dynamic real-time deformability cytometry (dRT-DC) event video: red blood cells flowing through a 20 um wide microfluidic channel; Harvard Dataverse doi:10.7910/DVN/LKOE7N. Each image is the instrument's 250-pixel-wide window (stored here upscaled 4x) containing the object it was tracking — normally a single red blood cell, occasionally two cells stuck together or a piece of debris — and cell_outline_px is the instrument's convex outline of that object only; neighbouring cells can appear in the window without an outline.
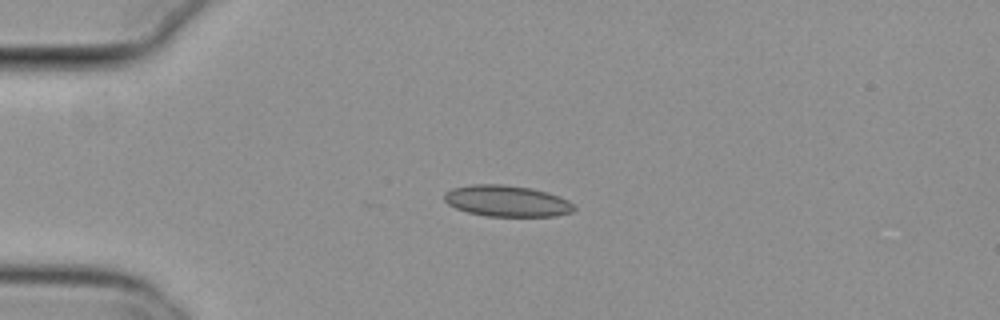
{"species": "common noctule bat (a hibernating species)", "species_latin": "Nyctalus noctula", "temperature_condition": "cold", "stored_images_in_passage": 3, "camera_frame_rate_fps": 3000, "um_per_image_px": 0.085, "animal": {"sex": "female", "body_mass_g": 29.2, "forearm_length_mm": 56.3}, "frame": {"image": 1, "passage_image": 1, "time_ms": 0.0, "image_size_px": [1000, 320], "cell_outline_px": [[576, 208], [572, 212], [556, 216], [484, 216], [468, 212], [456, 208], [448, 204], [444, 200], [444, 192], [452, 188], [472, 184], [500, 184], [532, 188], [548, 192], [560, 196], [568, 200]], "centroid_in_image_um": [43.08, 17.08], "position_along_channel_um": 41.9, "area_um2": 23.76}}